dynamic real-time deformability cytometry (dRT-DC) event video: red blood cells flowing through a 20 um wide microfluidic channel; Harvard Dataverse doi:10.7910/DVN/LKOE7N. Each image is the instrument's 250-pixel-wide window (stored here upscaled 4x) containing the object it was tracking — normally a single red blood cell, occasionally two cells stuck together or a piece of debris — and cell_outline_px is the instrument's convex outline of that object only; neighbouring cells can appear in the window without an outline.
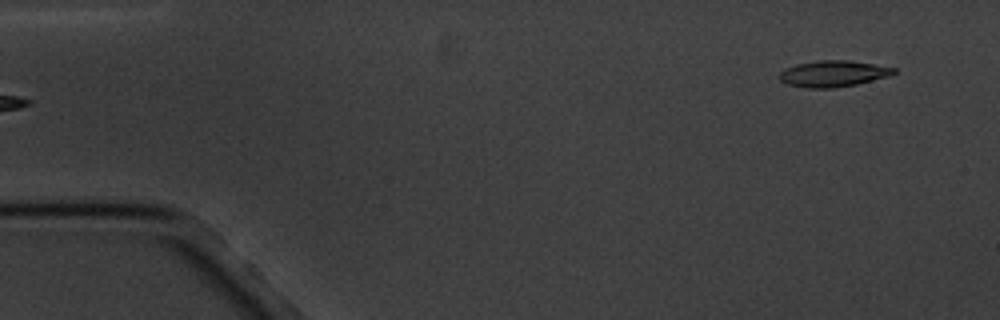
{"species": "common noctule bat (a hibernating species)", "species_latin": "Nyctalus noctula", "temperature_condition": "cold", "stored_images_in_passage": 3, "segment_of_instrument_passage": [2, 2], "camera_frame_rate_fps": 3000, "um_per_image_px": 0.085, "animal": {"sex": "male", "body_mass_g": 20.1, "forearm_length_mm": 53.5}, "frame": {"image": 1, "passage_image": 3, "time_ms": 3.0, "image_size_px": [1000, 320], "cell_outline_px": [[896, 72], [888, 76], [856, 84], [832, 88], [808, 88], [788, 84], [780, 80], [780, 72], [784, 68], [796, 64], [816, 60], [848, 60], [896, 68]], "centroid_in_image_um": [70.79, 6.25], "position_along_channel_um": 14.2, "area_um2": 17.34}}